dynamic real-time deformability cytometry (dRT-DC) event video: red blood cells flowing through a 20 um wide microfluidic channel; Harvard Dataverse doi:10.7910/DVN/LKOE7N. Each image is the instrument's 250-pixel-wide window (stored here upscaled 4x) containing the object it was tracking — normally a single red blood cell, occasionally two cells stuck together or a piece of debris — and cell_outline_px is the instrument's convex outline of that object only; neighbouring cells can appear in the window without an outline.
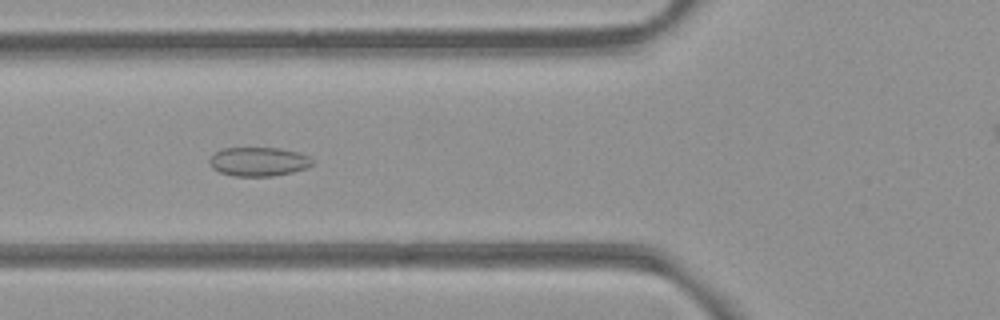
{"species": "common noctule bat (a hibernating species)", "species_latin": "Nyctalus noctula", "temperature_condition": "room temperature", "stored_images_in_passage": 54, "camera_frame_rate_fps": 3000, "um_per_image_px": 0.085, "animal": {"sex": "female", "body_mass_g": 21.9}, "frame": {"image": 1, "passage_image": 20, "time_ms": 6.333, "image_size_px": [1000, 320], "cell_outline_px": [[312, 164], [308, 168], [292, 172], [272, 176], [236, 176], [220, 172], [212, 168], [208, 164], [208, 160], [216, 152], [224, 148], [276, 148], [296, 152], [308, 156], [312, 160]], "centroid_in_image_um": [21.95, 13.74], "position_along_channel_um": 103.8, "area_um2": 17.22}}
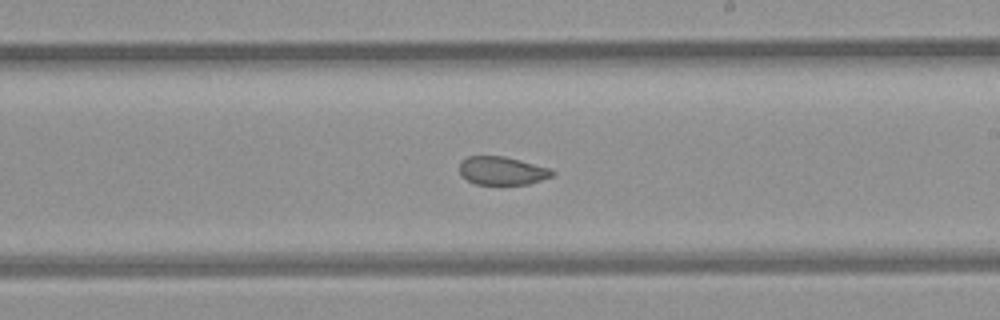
{"frame": {"image": 2, "passage_image": 31, "time_ms": 10.0, "image_size_px": [1000, 320], "cell_outline_px": [[556, 172], [552, 176], [528, 184], [476, 184], [460, 176], [460, 160], [468, 156], [504, 156], [552, 168]], "centroid_in_image_um": [42.68, 14.5], "position_along_channel_um": 246.3, "area_um2": 15.37}}
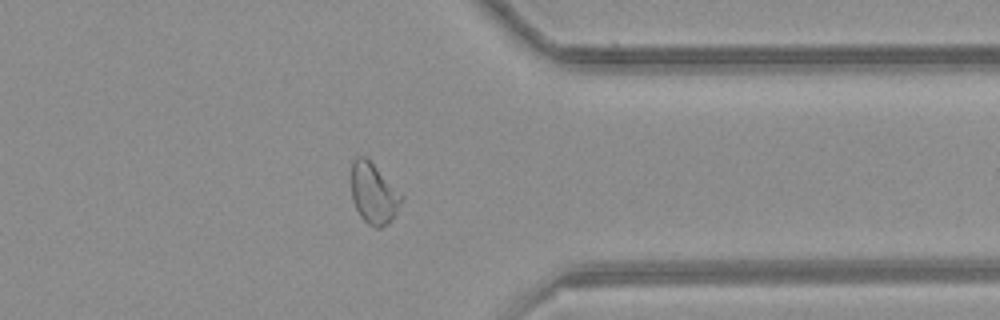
{"frame": {"image": 3, "passage_image": 42, "time_ms": 13.667, "image_size_px": [1000, 320], "cell_outline_px": [[404, 196], [396, 212], [388, 224], [380, 228], [376, 228], [368, 224], [360, 216], [356, 208], [352, 196], [352, 160], [356, 156], [364, 156]], "centroid_in_image_um": [31.75, 16.47], "position_along_channel_um": 379.6, "area_um2": 17.34}, "authors_computed_cell_mechanics": {"area_um2": 18.4382, "velocity_mm_per_s": 3.8705, "shape_relaxation_time_tau1_ms": null, "shape_relaxation_time_tau2_ms": 1.7832, "deformation_change_tau1": null, "deformation_change_tau2": 0.0629}}